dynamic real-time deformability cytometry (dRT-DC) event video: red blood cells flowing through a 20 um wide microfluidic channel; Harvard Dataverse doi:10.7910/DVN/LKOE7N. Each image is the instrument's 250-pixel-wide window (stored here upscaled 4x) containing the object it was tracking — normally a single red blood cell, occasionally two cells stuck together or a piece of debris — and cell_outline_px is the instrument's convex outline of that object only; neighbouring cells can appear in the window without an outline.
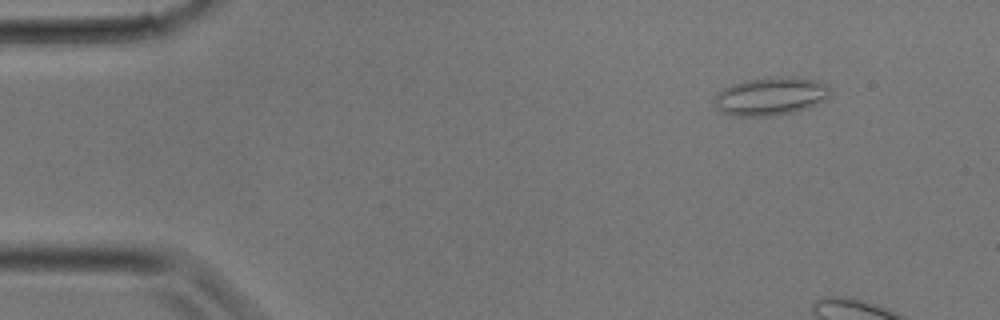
{"species": "common noctule bat (a hibernating species)", "species_latin": "Nyctalus noctula", "temperature_condition": "room temperature", "stored_images_in_passage": 5, "camera_frame_rate_fps": 3000, "um_per_image_px": 0.085, "animal": {"sex": "male", "body_mass_g": 17.9}, "frame": {"image": 1, "passage_image": 1, "time_ms": 0.0, "image_size_px": [1000, 320], "cell_outline_px": [[832, 92], [824, 100], [808, 108], [792, 112], [768, 116], [732, 116], [716, 108], [716, 96], [724, 88], [732, 84], [768, 76], [792, 76], [820, 80], [828, 84]], "centroid_in_image_um": [65.58, 8.16], "position_along_channel_um": 19.4, "area_um2": 25.84}}